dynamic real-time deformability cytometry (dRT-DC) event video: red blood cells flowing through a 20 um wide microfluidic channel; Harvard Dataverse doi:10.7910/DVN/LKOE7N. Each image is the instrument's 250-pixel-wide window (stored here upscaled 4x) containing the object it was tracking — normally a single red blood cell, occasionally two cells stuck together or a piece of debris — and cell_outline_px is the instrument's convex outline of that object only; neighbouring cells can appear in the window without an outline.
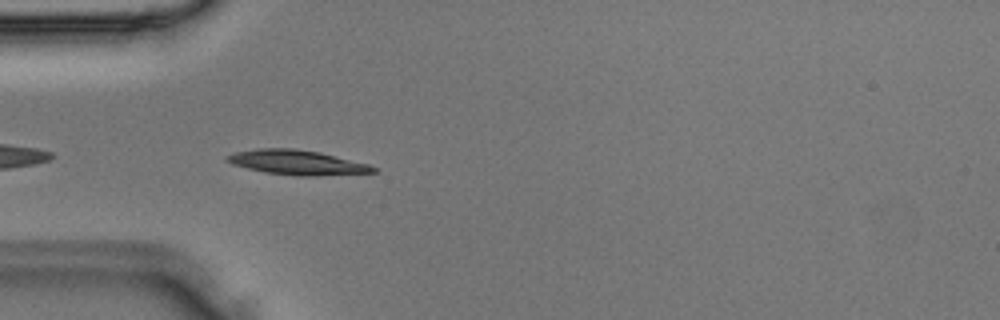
{"species": "Egyptian fruit bat (a non-hibernating species)", "species_latin": "Rousettus aegyptiacus", "temperature_condition": "room temperature", "stored_images_in_passage": 4, "camera_frame_rate_fps": 3000, "um_per_image_px": 0.085, "animal": {"sex": "male"}, "frame": {"image": 1, "passage_image": 3, "time_ms": 0.667, "image_size_px": [1000, 320], "cell_outline_px": [[376, 172], [312, 176], [296, 176], [264, 172], [232, 164], [224, 160], [224, 156], [236, 152], [256, 148], [292, 148], [320, 152], [368, 164], [376, 168]], "centroid_in_image_um": [25.2, 13.8], "position_along_channel_um": 59.8, "area_um2": 20.98}}